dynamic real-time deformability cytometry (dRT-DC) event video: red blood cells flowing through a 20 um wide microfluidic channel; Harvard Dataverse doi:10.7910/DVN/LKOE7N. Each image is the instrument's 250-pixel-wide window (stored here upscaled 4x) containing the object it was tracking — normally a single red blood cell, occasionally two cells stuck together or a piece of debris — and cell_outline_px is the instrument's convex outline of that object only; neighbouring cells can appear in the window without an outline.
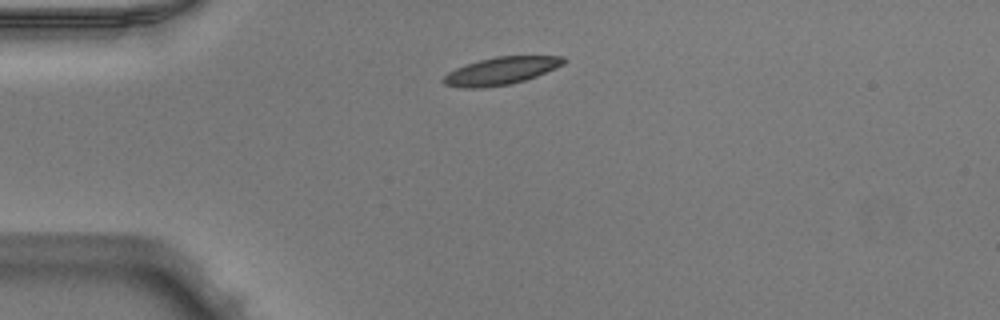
{"species": "Egyptian fruit bat (a non-hibernating species)", "species_latin": "Rousettus aegyptiacus", "temperature_condition": "warm", "stored_images_in_passage": 39, "camera_frame_rate_fps": 3000, "um_per_image_px": 0.085, "animal": {"sex": "male"}, "frame": {"image": 1, "passage_image": 1, "time_ms": 0.0, "image_size_px": [1000, 320], "cell_outline_px": [[568, 60], [564, 64], [556, 68], [536, 76], [524, 80], [508, 84], [480, 88], [460, 88], [444, 84], [440, 80], [448, 72], [456, 68], [480, 60], [496, 56], [564, 56]], "centroid_in_image_um": [42.58, 6.02], "position_along_channel_um": 42.4, "area_um2": 19.25}}
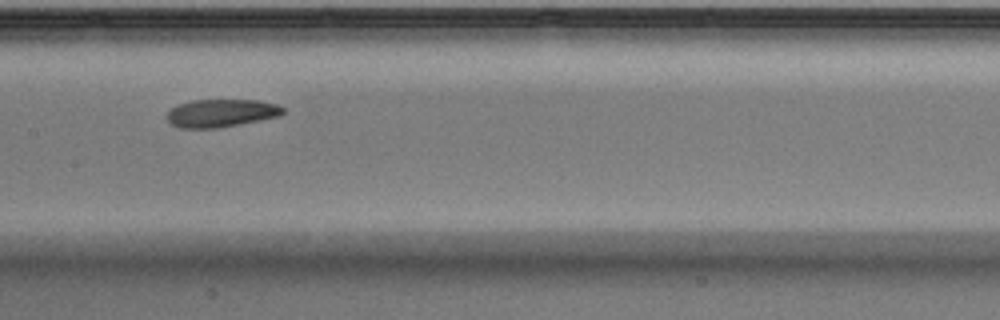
{"frame": {"image": 2, "passage_image": 14, "time_ms": 4.333, "image_size_px": [1000, 320], "cell_outline_px": [[284, 112], [280, 116], [240, 124], [216, 128], [180, 128], [172, 124], [168, 120], [168, 112], [176, 104], [192, 100], [256, 100], [276, 104], [284, 108]], "centroid_in_image_um": [18.8, 9.61], "position_along_channel_um": 188.6, "area_um2": 18.79}}
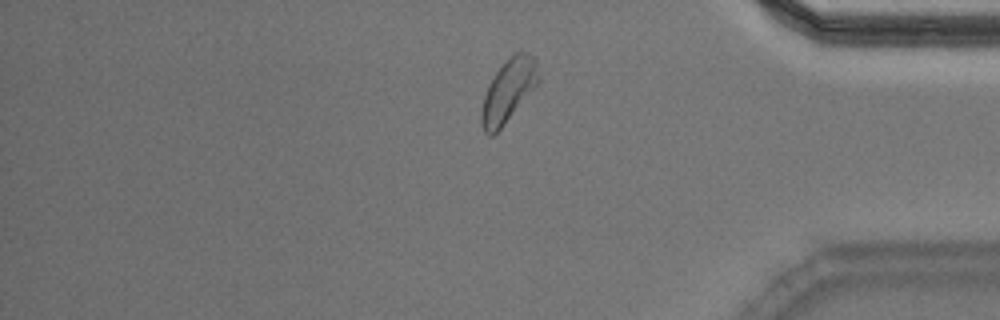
{"frame": {"image": 3, "passage_image": 31, "time_ms": 10.0, "image_size_px": [1000, 320], "cell_outline_px": [[540, 80], [500, 128], [492, 136], [488, 136], [484, 132], [480, 124], [480, 112], [484, 96], [488, 84], [496, 72], [516, 52], [528, 52], [536, 60], [540, 76]], "centroid_in_image_um": [43.19, 7.72], "position_along_channel_um": 392.0, "area_um2": 20.4}, "authors_computed_cell_mechanics": {"area_um2": 19.363, "velocity_mm_per_s": 3.9764, "shape_relaxation_time_tau1_ms": 3.88, "shape_relaxation_time_tau2_ms": 1.4855, "deformation_change_tau1": 0.1345, "deformation_change_tau2": 0.073}}